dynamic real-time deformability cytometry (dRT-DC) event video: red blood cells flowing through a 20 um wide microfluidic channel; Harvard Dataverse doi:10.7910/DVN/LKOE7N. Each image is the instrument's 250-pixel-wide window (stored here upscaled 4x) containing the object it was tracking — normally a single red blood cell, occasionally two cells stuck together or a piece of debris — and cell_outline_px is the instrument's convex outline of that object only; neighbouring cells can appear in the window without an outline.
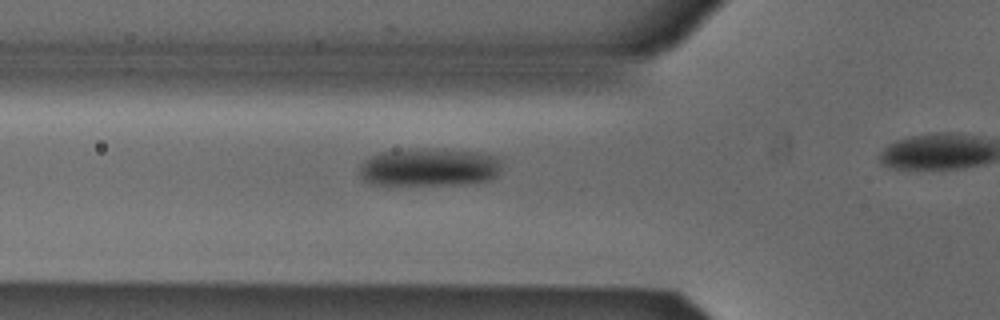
{"species": "Egyptian fruit bat (a non-hibernating species)", "species_latin": "Rousettus aegyptiacus", "temperature_condition": "cold", "stored_images_in_passage": 22, "camera_frame_rate_fps": 3000, "um_per_image_px": 0.085, "animal": {"sex": "male"}, "frame": {"image": 1, "passage_image": 14, "time_ms": 4.333, "image_size_px": [1000, 320], "cell_outline_px": [[500, 172], [496, 176], [488, 180], [468, 184], [388, 188], [368, 184], [356, 172], [356, 168], [364, 160], [380, 152], [428, 148], [476, 152], [492, 156], [500, 160]], "centroid_in_image_um": [36.34, 14.29], "position_along_channel_um": 89.5, "area_um2": 32.95}}
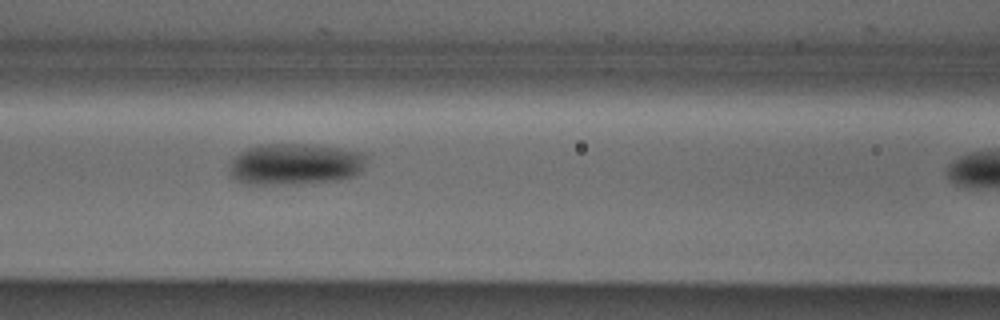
{"frame": {"image": 2, "passage_image": 18, "time_ms": 5.667, "image_size_px": [1000, 320], "cell_outline_px": [[368, 156], [360, 172], [356, 176], [340, 180], [296, 184], [248, 184], [232, 176], [232, 160], [240, 152], [248, 148], [260, 144], [308, 144], [340, 148], [364, 152]], "centroid_in_image_um": [25.17, 13.95], "position_along_channel_um": 141.4, "area_um2": 33.06}}
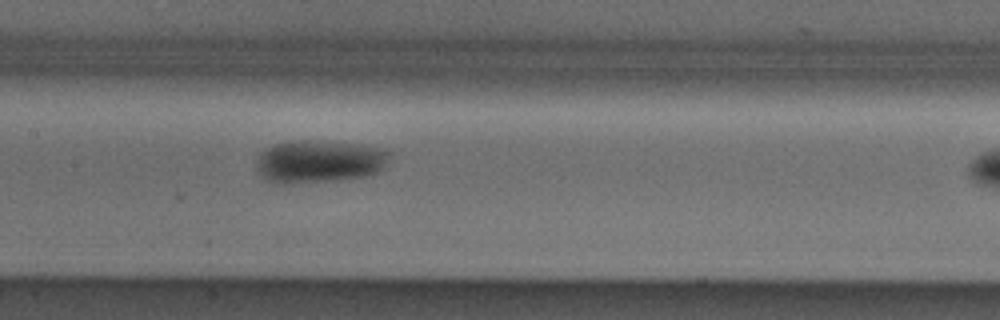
{"frame": {"image": 3, "passage_image": 21, "time_ms": 6.667, "image_size_px": [1000, 320], "cell_outline_px": [[392, 156], [384, 168], [376, 172], [364, 176], [336, 180], [288, 184], [280, 184], [268, 180], [256, 168], [256, 164], [260, 152], [276, 144], [292, 140], [304, 140], [352, 144], [388, 148], [392, 152]], "centroid_in_image_um": [27.18, 13.72], "position_along_channel_um": 180.2, "area_um2": 33.12}}